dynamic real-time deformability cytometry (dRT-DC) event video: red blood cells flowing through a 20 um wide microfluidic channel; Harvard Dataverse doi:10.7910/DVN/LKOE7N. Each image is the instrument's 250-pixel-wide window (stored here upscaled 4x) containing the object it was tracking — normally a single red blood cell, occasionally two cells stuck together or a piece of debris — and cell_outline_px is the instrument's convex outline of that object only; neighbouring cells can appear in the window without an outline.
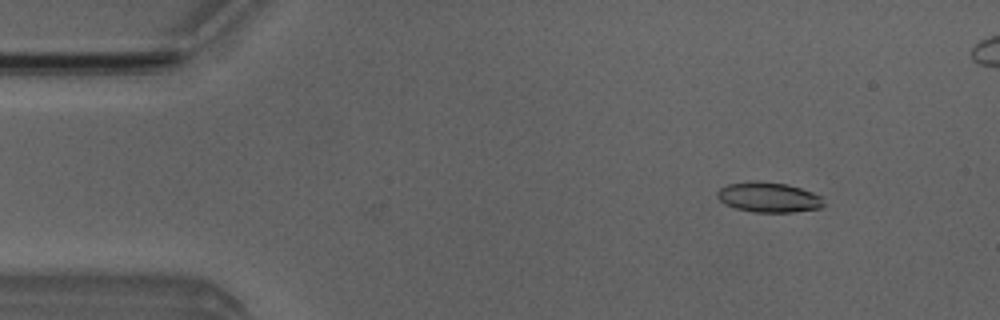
{"species": "Egyptian fruit bat (a non-hibernating species)", "species_latin": "Rousettus aegyptiacus", "temperature_condition": "room temperature", "stored_images_in_passage": 5, "camera_frame_rate_fps": 3000, "um_per_image_px": 0.085, "animal": {"sex": "male"}, "frame": {"image": 1, "passage_image": 2, "time_ms": 1.0, "image_size_px": [1000, 320], "cell_outline_px": [[824, 204], [820, 208], [792, 212], [752, 212], [736, 208], [724, 204], [716, 196], [716, 192], [720, 188], [728, 184], [752, 180], [760, 180], [788, 184], [824, 196]], "centroid_in_image_um": [65.33, 16.75], "position_along_channel_um": 19.7, "area_um2": 18.96}}